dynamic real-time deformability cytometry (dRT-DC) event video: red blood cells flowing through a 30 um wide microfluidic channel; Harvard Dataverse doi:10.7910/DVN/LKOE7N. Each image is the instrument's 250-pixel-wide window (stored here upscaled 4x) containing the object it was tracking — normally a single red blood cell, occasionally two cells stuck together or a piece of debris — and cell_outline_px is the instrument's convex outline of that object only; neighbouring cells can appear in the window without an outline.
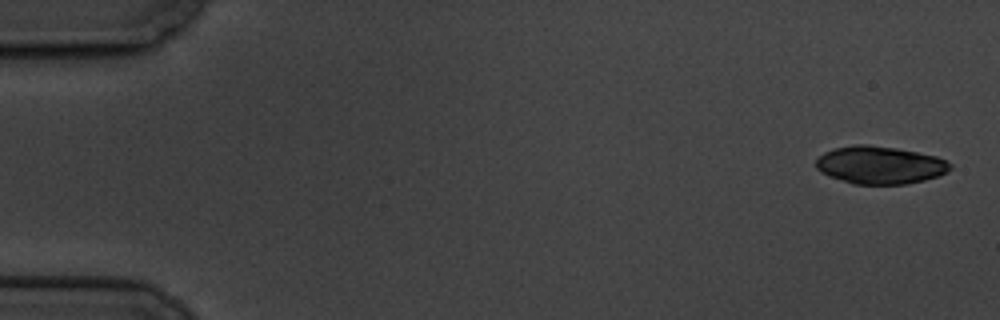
{"species": "common noctule bat (a hibernating species)", "species_latin": "Nyctalus noctula", "temperature_condition": "cold", "stored_images_in_passage": 6, "camera_frame_rate_fps": 3000, "um_per_image_px": 0.085, "animal": {"sex": "male", "body_mass_g": 19.5, "forearm_length_mm": 54.6}, "frame": {"image": 1, "passage_image": 1, "time_ms": 0.0, "image_size_px": [1000, 320], "cell_outline_px": [[952, 168], [948, 172], [924, 180], [908, 184], [852, 184], [820, 172], [816, 168], [816, 160], [824, 152], [832, 148], [856, 144], [868, 144], [896, 148], [936, 156], [952, 164]], "centroid_in_image_um": [74.78, 14.02], "position_along_channel_um": 10.2, "area_um2": 29.54}}